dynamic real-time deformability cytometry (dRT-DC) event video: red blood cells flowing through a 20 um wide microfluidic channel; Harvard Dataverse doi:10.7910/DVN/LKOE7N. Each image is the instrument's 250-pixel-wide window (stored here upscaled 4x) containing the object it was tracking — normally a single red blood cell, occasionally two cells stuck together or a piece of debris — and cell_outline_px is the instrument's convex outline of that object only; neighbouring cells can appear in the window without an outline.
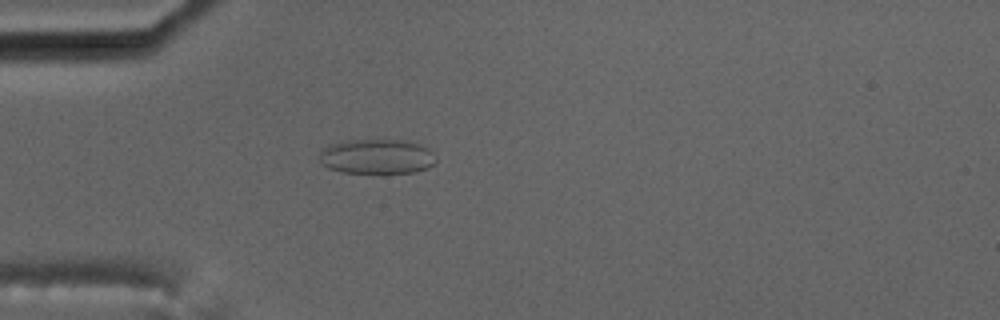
{"species": "common noctule bat (a hibernating species)", "species_latin": "Nyctalus noctula", "temperature_condition": "cold", "stored_images_in_passage": 6, "camera_frame_rate_fps": 3000, "um_per_image_px": 0.085, "animal": {"sex": "male", "body_mass_g": 17.5, "forearm_length_mm": 52.3}, "frame": {"image": 1, "passage_image": 5, "time_ms": 4.667, "image_size_px": [1000, 320], "cell_outline_px": [[436, 160], [428, 168], [416, 172], [340, 172], [328, 168], [320, 160], [320, 148], [328, 144], [340, 140], [376, 136], [408, 140], [420, 144], [428, 148], [432, 152]], "centroid_in_image_um": [31.99, 13.22], "position_along_channel_um": 53.0, "area_um2": 24.74}}